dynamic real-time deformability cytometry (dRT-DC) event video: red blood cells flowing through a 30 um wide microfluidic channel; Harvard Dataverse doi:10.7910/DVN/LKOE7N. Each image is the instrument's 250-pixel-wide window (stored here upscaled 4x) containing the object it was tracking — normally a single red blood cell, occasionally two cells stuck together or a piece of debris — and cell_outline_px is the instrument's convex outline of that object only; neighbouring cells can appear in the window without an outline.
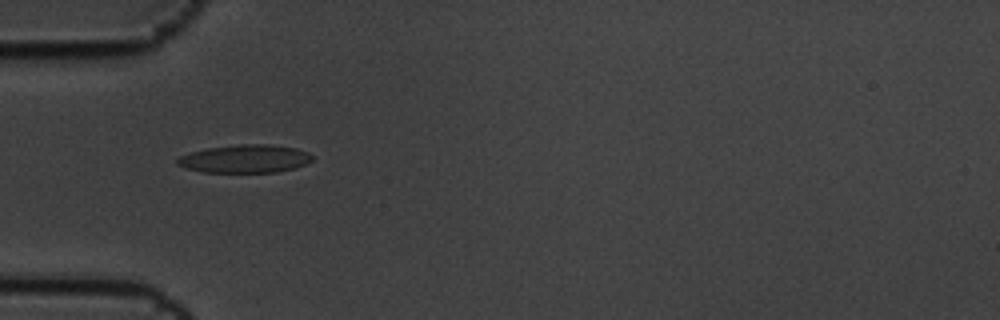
{"species": "common noctule bat (a hibernating species)", "species_latin": "Nyctalus noctula", "temperature_condition": "cold", "stored_images_in_passage": 5, "camera_frame_rate_fps": 3000, "um_per_image_px": 0.085, "animal": {"sex": "male", "body_mass_g": 19.5, "forearm_length_mm": 54.6}, "frame": {"image": 1, "passage_image": 4, "time_ms": 1.0, "image_size_px": [1000, 320], "cell_outline_px": [[312, 160], [308, 164], [296, 168], [276, 172], [204, 172], [184, 168], [176, 164], [176, 160], [180, 156], [192, 152], [208, 148], [240, 144], [268, 144], [296, 148], [308, 152], [312, 156]], "centroid_in_image_um": [20.85, 13.5], "position_along_channel_um": 64.2, "area_um2": 22.14}}
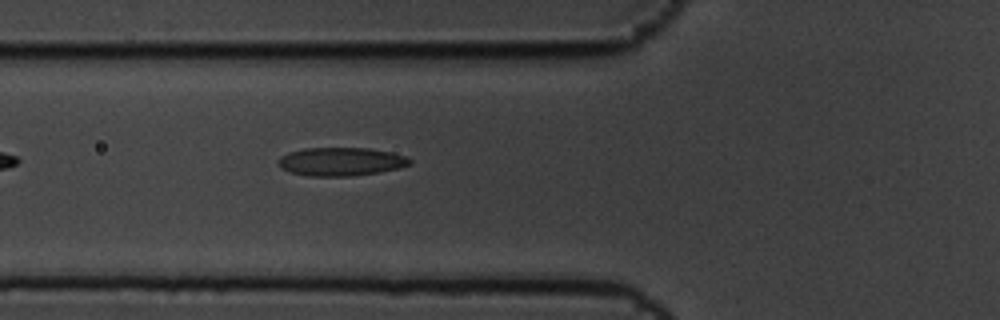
{"frame": {"image": 2, "passage_image": 5, "time_ms": 1.333, "image_size_px": [1000, 320], "cell_outline_px": [[412, 160], [408, 164], [396, 168], [380, 172], [352, 176], [308, 176], [292, 172], [280, 168], [276, 160], [280, 156], [288, 152], [304, 148], [368, 148], [388, 152], [404, 156]], "centroid_in_image_um": [28.89, 13.74], "position_along_channel_um": 96.9, "area_um2": 21.62}}